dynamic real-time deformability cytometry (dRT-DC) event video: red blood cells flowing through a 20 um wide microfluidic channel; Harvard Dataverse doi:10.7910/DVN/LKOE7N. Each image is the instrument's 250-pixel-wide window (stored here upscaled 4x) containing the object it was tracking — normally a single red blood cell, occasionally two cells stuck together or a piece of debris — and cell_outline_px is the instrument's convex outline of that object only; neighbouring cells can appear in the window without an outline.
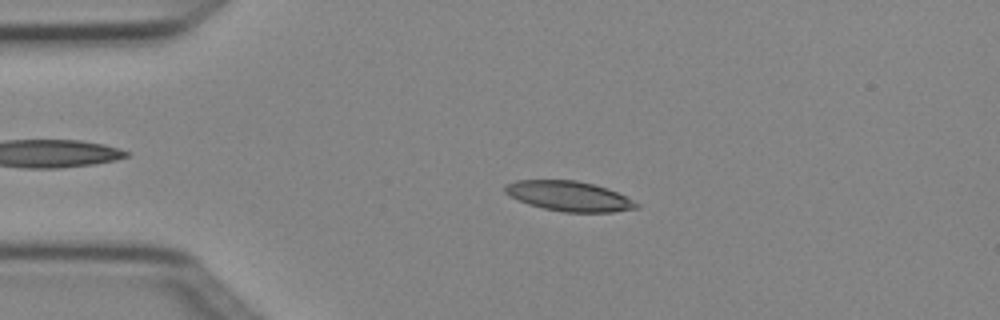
{"species": "Egyptian fruit bat (a non-hibernating species)", "species_latin": "Rousettus aegyptiacus", "temperature_condition": "cold", "stored_images_in_passage": 4, "camera_frame_rate_fps": 3000, "um_per_image_px": 0.085, "animal": {"sex": "female"}, "frame": {"image": 1, "passage_image": 3, "time_ms": 0.667, "image_size_px": [1000, 320], "cell_outline_px": [[640, 208], [612, 212], [564, 212], [544, 208], [528, 204], [504, 192], [504, 184], [516, 180], [576, 180], [608, 188], [640, 204]], "centroid_in_image_um": [48.37, 16.67], "position_along_channel_um": 36.6, "area_um2": 22.83}}